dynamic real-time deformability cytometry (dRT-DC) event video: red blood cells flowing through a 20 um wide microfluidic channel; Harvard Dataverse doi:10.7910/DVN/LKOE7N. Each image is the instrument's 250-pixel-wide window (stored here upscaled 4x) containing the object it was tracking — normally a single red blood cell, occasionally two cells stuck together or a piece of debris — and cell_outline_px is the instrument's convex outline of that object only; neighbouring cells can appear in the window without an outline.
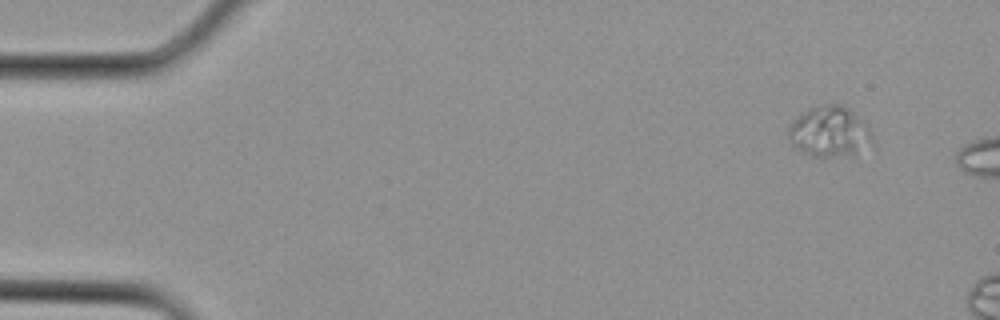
{"species": "Egyptian fruit bat (a non-hibernating species)", "species_latin": "Rousettus aegyptiacus", "temperature_condition": "cold", "stored_images_in_passage": 2, "camera_frame_rate_fps": 3000, "um_per_image_px": 0.085, "animal": {"sex": "female"}, "frame": {"image": 1, "passage_image": 1, "time_ms": 0.0, "image_size_px": [1000, 320], "cell_outline_px": [[872, 140], [852, 152], [828, 156], [812, 156], [800, 152], [792, 144], [788, 136], [788, 128], [808, 108], [820, 104], [840, 104], [848, 108], [872, 132]], "centroid_in_image_um": [70.42, 11.15], "position_along_channel_um": 14.6, "area_um2": 23.58}}